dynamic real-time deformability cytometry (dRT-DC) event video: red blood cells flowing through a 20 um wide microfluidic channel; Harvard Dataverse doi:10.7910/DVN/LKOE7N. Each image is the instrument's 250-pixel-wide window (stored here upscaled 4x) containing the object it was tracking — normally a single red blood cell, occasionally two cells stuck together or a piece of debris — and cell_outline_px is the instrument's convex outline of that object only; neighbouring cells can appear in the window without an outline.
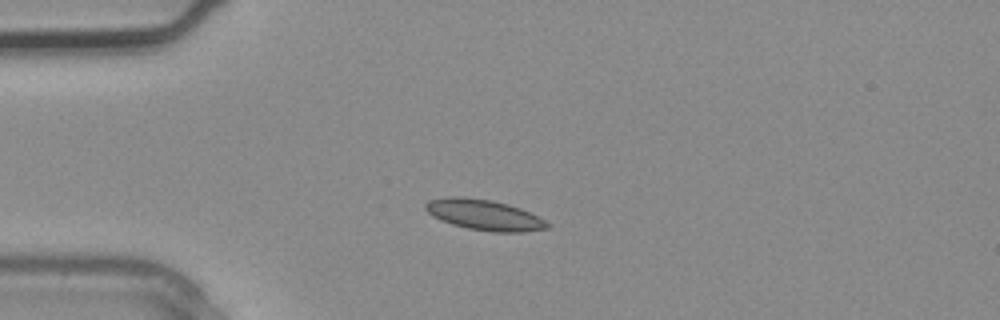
{"species": "common noctule bat (a hibernating species)", "species_latin": "Nyctalus noctula", "temperature_condition": "warm", "stored_images_in_passage": 2, "camera_frame_rate_fps": 3000, "um_per_image_px": 0.085, "animal": {"sex": "male", "body_mass_g": 20.4}, "frame": {"image": 1, "passage_image": 2, "time_ms": 0.333, "image_size_px": [1000, 320], "cell_outline_px": [[552, 224], [548, 228], [524, 232], [492, 232], [468, 228], [452, 224], [440, 220], [432, 216], [424, 208], [424, 204], [428, 200], [448, 196], [460, 196], [492, 200], [508, 204], [520, 208]], "centroid_in_image_um": [41.13, 18.26], "position_along_channel_um": 43.9, "area_um2": 21.79}}